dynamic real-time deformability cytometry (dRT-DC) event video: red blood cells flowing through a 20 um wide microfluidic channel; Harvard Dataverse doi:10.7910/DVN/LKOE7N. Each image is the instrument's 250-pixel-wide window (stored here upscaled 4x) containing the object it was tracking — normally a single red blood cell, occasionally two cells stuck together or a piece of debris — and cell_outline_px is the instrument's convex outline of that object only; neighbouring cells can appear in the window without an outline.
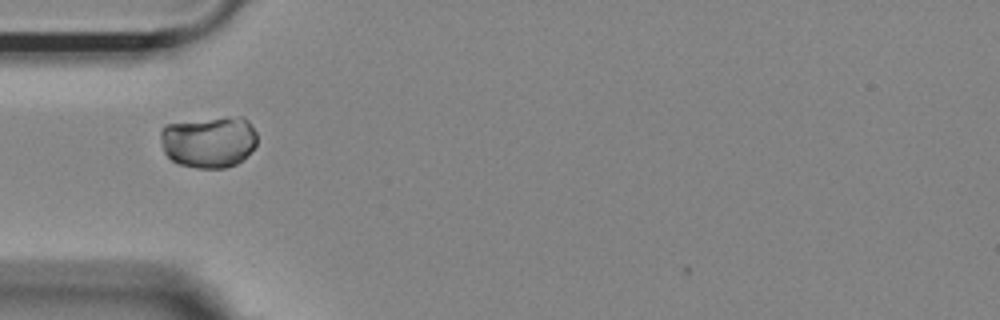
{"species": "Egyptian fruit bat (a non-hibernating species)", "species_latin": "Rousettus aegyptiacus", "temperature_condition": "room temperature", "stored_images_in_passage": 28, "camera_frame_rate_fps": 3000, "um_per_image_px": 0.085, "animal": {"sex": "female"}, "frame": {"image": 1, "passage_image": 2, "time_ms": 0.333, "image_size_px": [1000, 320], "cell_outline_px": [[256, 144], [236, 164], [224, 168], [200, 168], [180, 164], [172, 160], [164, 152], [160, 140], [160, 132], [164, 124], [240, 116], [244, 116], [248, 120], [256, 132]], "centroid_in_image_um": [17.73, 12.05], "position_along_channel_um": 67.3, "area_um2": 28.73}}
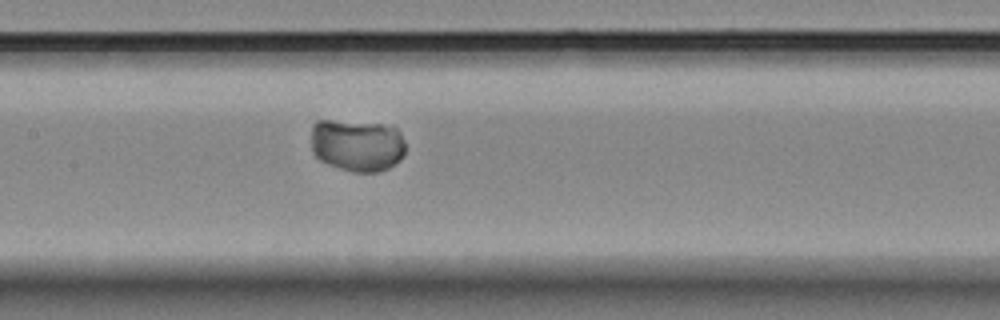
{"frame": {"image": 2, "passage_image": 11, "time_ms": 3.333, "image_size_px": [1000, 320], "cell_outline_px": [[404, 156], [400, 160], [388, 168], [376, 172], [356, 172], [340, 168], [328, 164], [320, 160], [312, 152], [312, 124], [316, 120], [328, 120], [392, 124], [400, 132], [404, 140]], "centroid_in_image_um": [30.37, 12.32], "position_along_channel_um": 177.0, "area_um2": 29.13}}
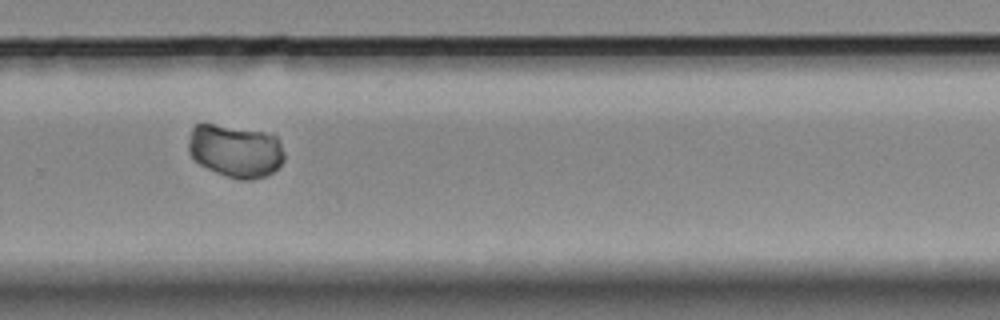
{"frame": {"image": 3, "passage_image": 22, "time_ms": 7.0, "image_size_px": [1000, 320], "cell_outline_px": [[284, 160], [272, 172], [264, 176], [228, 176], [208, 168], [200, 164], [188, 152], [188, 136], [192, 128], [196, 124], [212, 124], [264, 132], [276, 136], [284, 152]], "centroid_in_image_um": [19.98, 12.77], "position_along_channel_um": 309.8, "area_um2": 28.55}}